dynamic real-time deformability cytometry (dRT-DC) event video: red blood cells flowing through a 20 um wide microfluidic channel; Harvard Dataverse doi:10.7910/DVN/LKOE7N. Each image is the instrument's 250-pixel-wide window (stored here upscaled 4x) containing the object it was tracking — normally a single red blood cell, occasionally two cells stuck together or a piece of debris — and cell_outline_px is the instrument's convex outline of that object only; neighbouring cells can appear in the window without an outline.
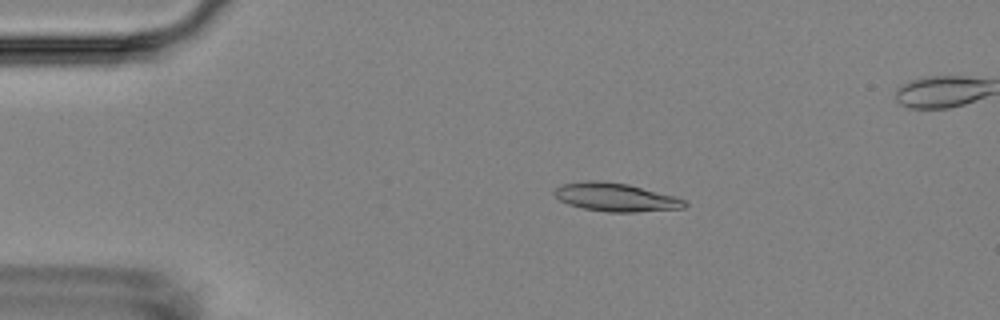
{"species": "Egyptian fruit bat (a non-hibernating species)", "species_latin": "Rousettus aegyptiacus", "temperature_condition": "room temperature", "stored_images_in_passage": 9, "camera_frame_rate_fps": 3000, "um_per_image_px": 0.085, "animal": {"sex": "female"}, "frame": {"image": 1, "passage_image": 3, "time_ms": 2.333, "image_size_px": [1000, 320], "cell_outline_px": [[688, 204], [684, 208], [636, 212], [608, 212], [584, 208], [568, 204], [560, 200], [552, 192], [560, 184], [588, 180], [596, 180], [628, 184], [672, 196], [684, 200]], "centroid_in_image_um": [52.29, 16.76], "position_along_channel_um": 32.7, "area_um2": 21.33}}
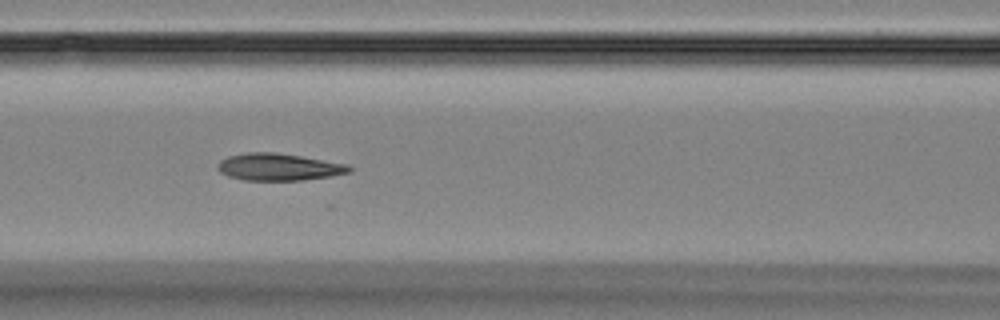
{"frame": {"image": 2, "passage_image": 7, "time_ms": 6.667, "image_size_px": [1000, 320], "cell_outline_px": [[352, 172], [332, 176], [304, 180], [244, 180], [228, 176], [220, 172], [216, 168], [216, 164], [220, 160], [228, 156], [248, 152], [272, 152], [300, 156], [348, 164], [352, 168]], "centroid_in_image_um": [23.68, 14.2], "position_along_channel_um": 142.9, "area_um2": 20.87}}
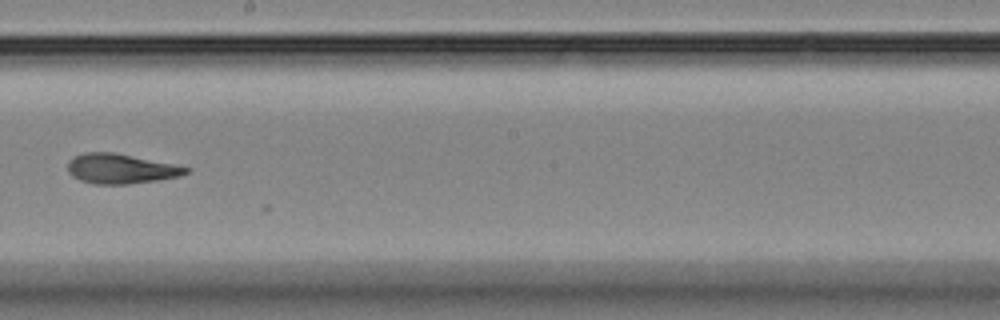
{"frame": {"image": 3, "passage_image": 9, "time_ms": 9.333, "image_size_px": [1000, 320], "cell_outline_px": [[192, 168], [188, 172], [180, 176], [156, 180], [128, 184], [92, 184], [80, 180], [72, 176], [68, 172], [68, 160], [72, 156], [84, 152], [112, 152]], "centroid_in_image_um": [10.21, 14.34], "position_along_channel_um": 238.0, "area_um2": 20.46}}